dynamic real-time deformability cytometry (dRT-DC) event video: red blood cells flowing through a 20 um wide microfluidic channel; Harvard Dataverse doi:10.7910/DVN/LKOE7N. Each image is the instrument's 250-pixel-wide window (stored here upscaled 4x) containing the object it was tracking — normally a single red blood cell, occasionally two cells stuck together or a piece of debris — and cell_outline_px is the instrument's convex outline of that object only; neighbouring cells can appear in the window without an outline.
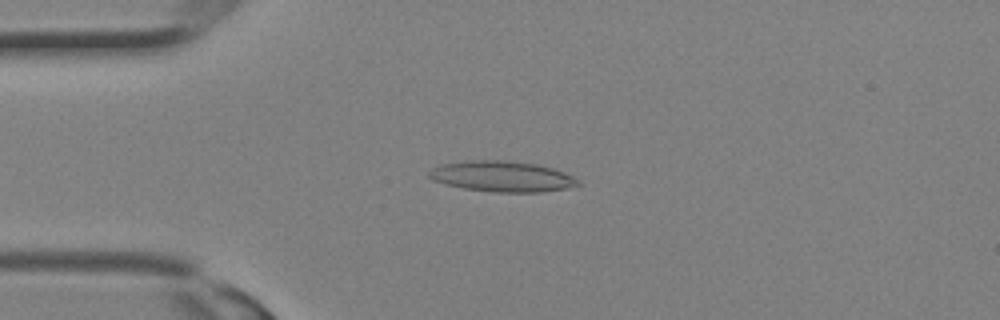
{"species": "Egyptian fruit bat (a non-hibernating species)", "species_latin": "Rousettus aegyptiacus", "temperature_condition": "room temperature", "stored_images_in_passage": 19, "camera_frame_rate_fps": 3000, "um_per_image_px": 0.085, "animal": {"sex": "female"}, "frame": {"image": 1, "passage_image": 8, "time_ms": 2.333, "image_size_px": [1000, 320], "cell_outline_px": [[580, 184], [568, 188], [540, 192], [496, 192], [464, 188], [444, 184], [432, 180], [428, 176], [428, 172], [432, 168], [440, 164], [468, 160], [504, 160], [536, 164], [552, 168], [564, 172], [580, 180]], "centroid_in_image_um": [42.65, 14.99], "position_along_channel_um": 42.3, "area_um2": 26.7}}
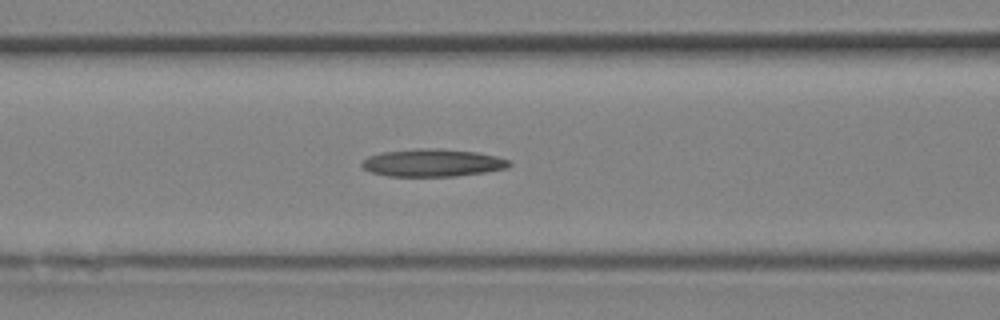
{"frame": {"image": 2, "passage_image": 13, "time_ms": 4.0, "image_size_px": [1000, 320], "cell_outline_px": [[512, 164], [508, 168], [484, 172], [456, 176], [388, 176], [372, 172], [364, 168], [360, 164], [368, 156], [380, 152], [416, 148], [440, 148], [476, 152], [496, 156], [512, 160]], "centroid_in_image_um": [36.79, 13.83], "position_along_channel_um": 129.8, "area_um2": 23.87}}
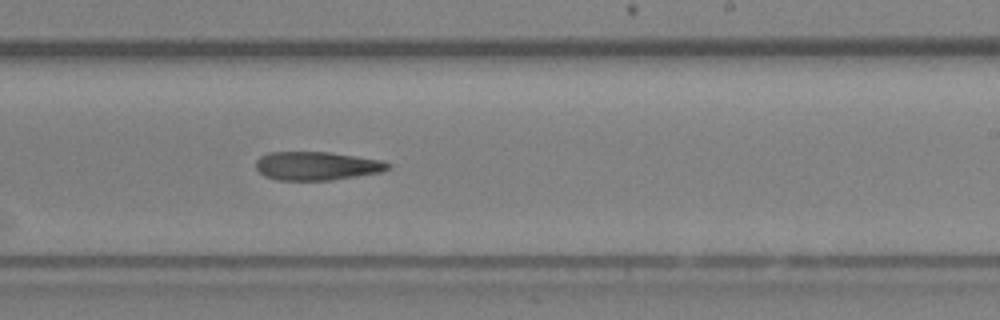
{"frame": {"image": 3, "passage_image": 19, "time_ms": 6.0, "image_size_px": [1000, 320], "cell_outline_px": [[392, 168], [380, 172], [332, 180], [276, 180], [264, 176], [256, 168], [256, 160], [260, 156], [268, 152], [328, 152], [384, 160], [392, 164]], "centroid_in_image_um": [26.94, 14.1], "position_along_channel_um": 262.1, "area_um2": 22.14}}